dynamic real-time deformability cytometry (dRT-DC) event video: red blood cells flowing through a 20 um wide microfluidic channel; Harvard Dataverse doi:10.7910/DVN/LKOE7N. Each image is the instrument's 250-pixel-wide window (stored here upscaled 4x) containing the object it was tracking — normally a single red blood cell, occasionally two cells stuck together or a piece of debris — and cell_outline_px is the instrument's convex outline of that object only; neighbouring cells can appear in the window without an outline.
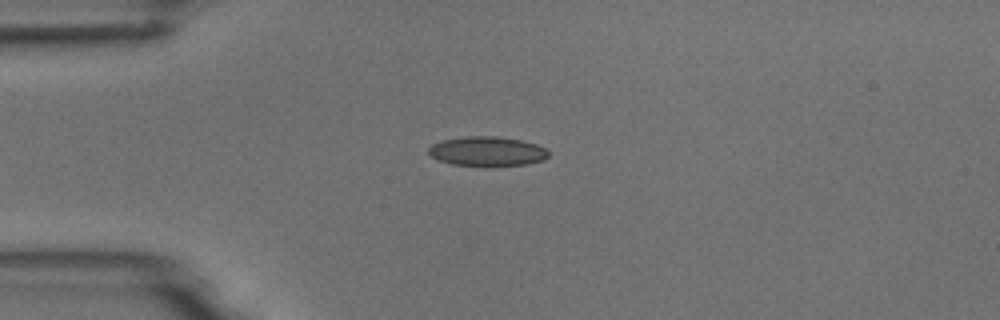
{"species": "common noctule bat (a hibernating species)", "species_latin": "Nyctalus noctula", "temperature_condition": "room temperature", "stored_images_in_passage": 8, "camera_frame_rate_fps": 3000, "um_per_image_px": 0.085, "animal": {"sex": "male", "body_mass_g": 18.8}, "frame": {"image": 1, "passage_image": 3, "time_ms": 3.333, "image_size_px": [1000, 320], "cell_outline_px": [[548, 156], [544, 160], [528, 164], [452, 164], [440, 160], [432, 156], [428, 152], [428, 148], [432, 144], [444, 140], [464, 136], [496, 136], [520, 140], [536, 144], [544, 148], [548, 152]], "centroid_in_image_um": [41.41, 12.83], "position_along_channel_um": 43.6, "area_um2": 19.94}}
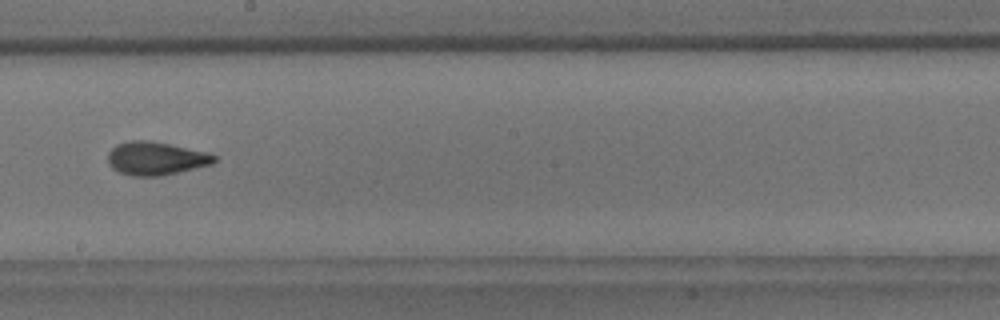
{"frame": {"image": 2, "passage_image": 8, "time_ms": 9.0, "image_size_px": [1000, 320], "cell_outline_px": [[216, 160], [212, 164], [196, 168], [160, 176], [132, 176], [120, 172], [112, 168], [108, 164], [108, 152], [116, 144], [132, 140], [144, 140], [168, 144], [208, 152], [216, 156]], "centroid_in_image_um": [13.23, 13.47], "position_along_channel_um": 235.0, "area_um2": 20.52}}